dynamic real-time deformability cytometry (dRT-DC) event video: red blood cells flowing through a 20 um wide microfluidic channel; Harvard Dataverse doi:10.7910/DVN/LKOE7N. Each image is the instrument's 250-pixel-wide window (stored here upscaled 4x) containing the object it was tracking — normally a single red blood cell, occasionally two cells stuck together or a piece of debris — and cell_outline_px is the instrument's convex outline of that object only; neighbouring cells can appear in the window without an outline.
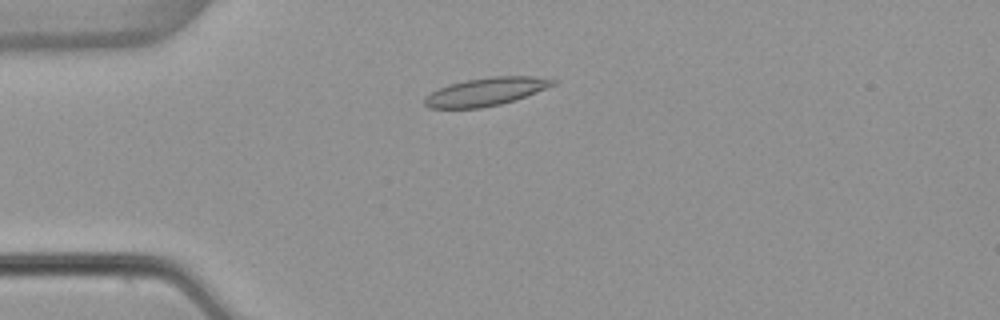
{"species": "common noctule bat (a hibernating species)", "species_latin": "Nyctalus noctula", "temperature_condition": "warm", "stored_images_in_passage": 49, "camera_frame_rate_fps": 3000, "um_per_image_px": 0.085, "animal": {"sex": "female", "body_mass_g": 22.7, "forearm_length_mm": 54.2}, "frame": {"image": 1, "passage_image": 9, "time_ms": 2.667, "image_size_px": [1000, 320], "cell_outline_px": [[556, 84], [516, 100], [500, 104], [480, 108], [428, 108], [424, 104], [424, 100], [432, 92], [448, 84], [464, 80], [492, 76], [536, 76], [556, 80]], "centroid_in_image_um": [41.32, 7.79], "position_along_channel_um": 43.7, "area_um2": 20.92}}
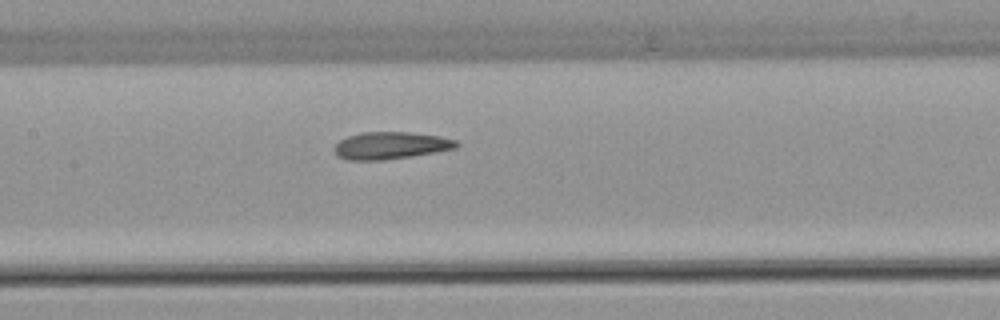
{"frame": {"image": 2, "passage_image": 21, "time_ms": 6.667, "image_size_px": [1000, 320], "cell_outline_px": [[460, 144], [456, 148], [412, 156], [384, 160], [348, 160], [336, 156], [336, 144], [340, 140], [348, 136], [364, 132], [408, 132], [440, 136], [456, 140]], "centroid_in_image_um": [33.22, 12.37], "position_along_channel_um": 174.2, "area_um2": 19.25}}
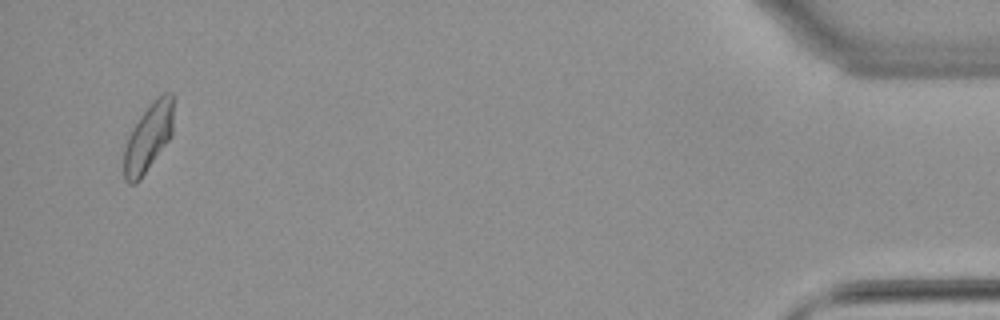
{"frame": {"image": 3, "passage_image": 47, "time_ms": 15.333, "image_size_px": [1000, 320], "cell_outline_px": [[172, 136], [140, 180], [136, 184], [128, 184], [124, 180], [124, 148], [128, 136], [140, 116], [152, 100], [164, 92], [172, 92]], "centroid_in_image_um": [12.59, 11.71], "position_along_channel_um": 422.6, "area_um2": 19.65}, "authors_computed_cell_mechanics": {"area_um2": 19.5942, "velocity_mm_per_s": 3.8208, "shape_relaxation_time_tau1_ms": null, "shape_relaxation_time_tau2_ms": 2.6003, "deformation_change_tau1": null, "deformation_change_tau2": 0.0933}}